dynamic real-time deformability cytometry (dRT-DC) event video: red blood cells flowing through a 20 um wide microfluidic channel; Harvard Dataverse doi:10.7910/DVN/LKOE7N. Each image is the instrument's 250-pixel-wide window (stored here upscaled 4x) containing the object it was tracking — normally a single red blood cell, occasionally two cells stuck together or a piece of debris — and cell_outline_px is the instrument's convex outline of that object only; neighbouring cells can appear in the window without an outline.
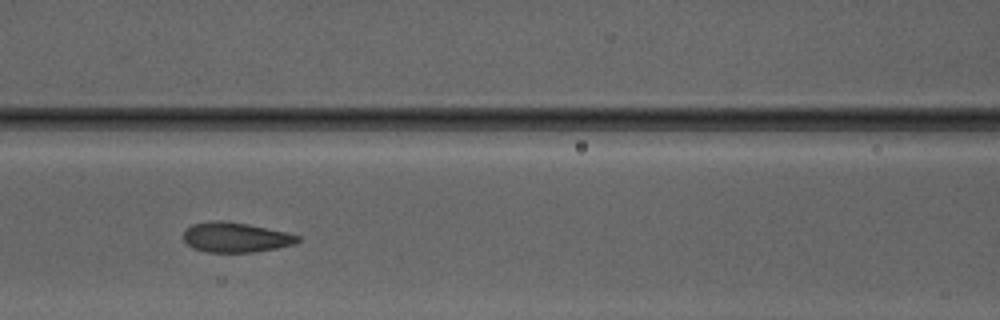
{"species": "Egyptian fruit bat (a non-hibernating species)", "species_latin": "Rousettus aegyptiacus", "temperature_condition": "warm", "stored_images_in_passage": 34, "camera_frame_rate_fps": 3000, "um_per_image_px": 0.085, "animal": {"sex": "male"}, "frame": {"image": 1, "passage_image": 8, "time_ms": 2.333, "image_size_px": [1000, 320], "cell_outline_px": [[300, 240], [292, 244], [276, 248], [252, 252], [208, 252], [192, 248], [184, 240], [184, 232], [192, 224], [212, 220], [220, 220], [248, 224], [288, 232], [300, 236]], "centroid_in_image_um": [20.03, 20.16], "position_along_channel_um": 146.6, "area_um2": 19.83}}
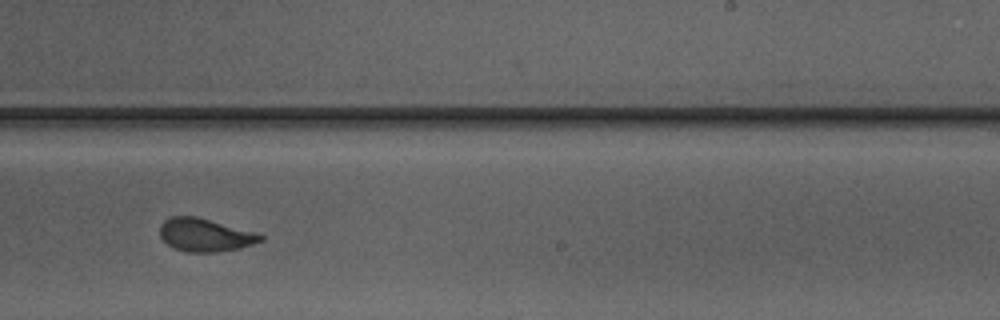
{"frame": {"image": 2, "passage_image": 17, "time_ms": 5.333, "image_size_px": [1000, 320], "cell_outline_px": [[264, 240], [240, 248], [216, 252], [188, 252], [172, 248], [160, 236], [160, 224], [164, 220], [172, 216], [196, 216], [256, 232], [264, 236]], "centroid_in_image_um": [17.43, 19.97], "position_along_channel_um": 271.6, "area_um2": 19.42}}
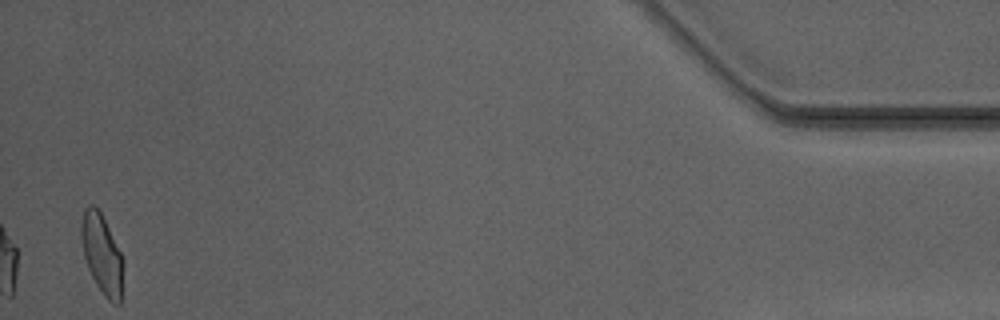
{"frame": {"image": 3, "passage_image": 34, "time_ms": 11.0, "image_size_px": [1000, 320], "cell_outline_px": [[124, 264], [120, 304], [112, 304], [104, 296], [96, 284], [88, 268], [84, 256], [80, 236], [80, 224], [84, 208], [88, 204], [92, 204], [100, 212], [124, 260]], "centroid_in_image_um": [8.65, 21.62], "position_along_channel_um": 426.5, "area_um2": 19.48}, "authors_computed_cell_mechanics": {"area_um2": 19.5942, "velocity_mm_per_s": 4.1814, "shape_relaxation_time_tau1_ms": 3.7591, "shape_relaxation_time_tau2_ms": 0.6873, "deformation_change_tau1": 0.1422, "deformation_change_tau2": 0.0444}}